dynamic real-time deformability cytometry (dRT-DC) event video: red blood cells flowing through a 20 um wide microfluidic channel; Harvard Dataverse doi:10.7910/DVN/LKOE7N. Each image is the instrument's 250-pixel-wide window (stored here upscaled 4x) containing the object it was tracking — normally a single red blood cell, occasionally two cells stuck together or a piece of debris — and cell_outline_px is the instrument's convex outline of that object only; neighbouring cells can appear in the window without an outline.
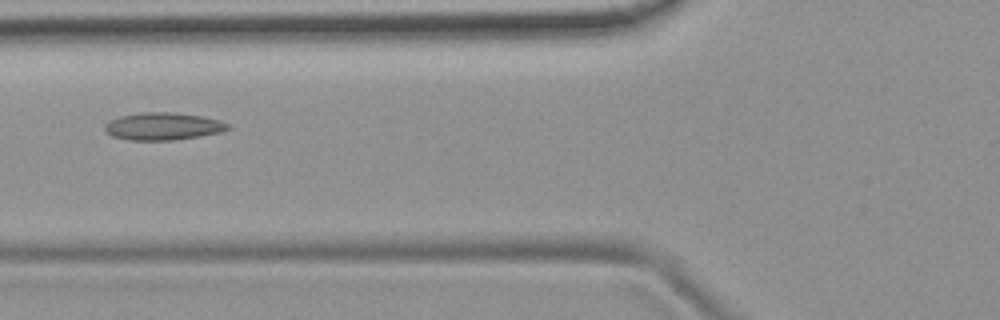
{"species": "common noctule bat (a hibernating species)", "species_latin": "Nyctalus noctula", "temperature_condition": "room temperature", "stored_images_in_passage": 6, "camera_frame_rate_fps": 3000, "um_per_image_px": 0.085, "animal": {"sex": "female", "body_mass_g": 19.9}, "frame": {"image": 1, "passage_image": 4, "time_ms": 3.667, "image_size_px": [1000, 320], "cell_outline_px": [[232, 128], [220, 132], [200, 136], [172, 140], [132, 140], [112, 136], [104, 132], [104, 124], [108, 120], [120, 116], [140, 112], [172, 112], [200, 116], [220, 120], [228, 124]], "centroid_in_image_um": [13.82, 10.73], "position_along_channel_um": 112.0, "area_um2": 19.77}}
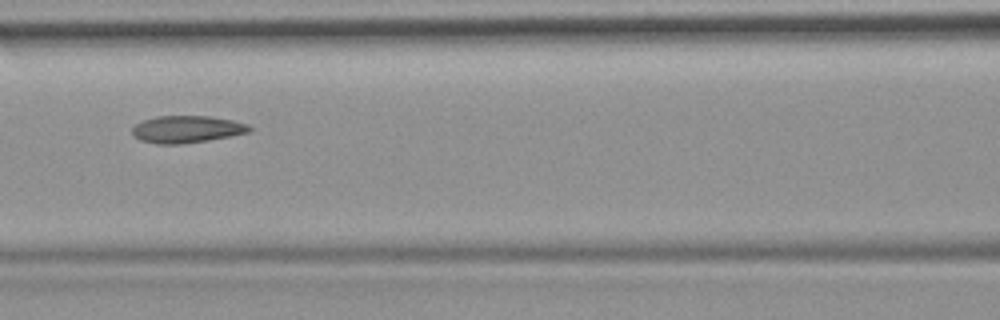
{"frame": {"image": 2, "passage_image": 5, "time_ms": 4.667, "image_size_px": [1000, 320], "cell_outline_px": [[252, 128], [248, 132], [208, 140], [180, 144], [156, 144], [140, 140], [132, 136], [132, 128], [136, 124], [144, 120], [156, 116], [208, 116], [232, 120], [248, 124]], "centroid_in_image_um": [15.83, 10.99], "position_along_channel_um": 150.8, "area_um2": 18.44}}
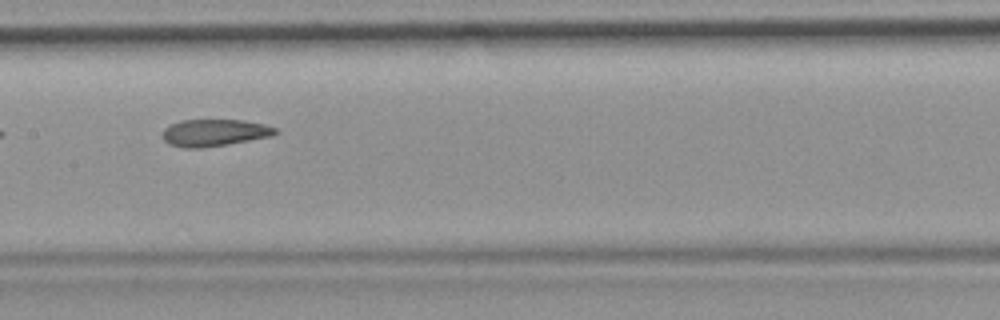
{"frame": {"image": 3, "passage_image": 6, "time_ms": 5.667, "image_size_px": [1000, 320], "cell_outline_px": [[280, 132], [268, 136], [228, 144], [200, 148], [184, 148], [168, 144], [164, 140], [164, 128], [180, 120], [240, 120], [264, 124], [276, 128]], "centroid_in_image_um": [18.2, 11.28], "position_along_channel_um": 189.2, "area_um2": 17.51}}